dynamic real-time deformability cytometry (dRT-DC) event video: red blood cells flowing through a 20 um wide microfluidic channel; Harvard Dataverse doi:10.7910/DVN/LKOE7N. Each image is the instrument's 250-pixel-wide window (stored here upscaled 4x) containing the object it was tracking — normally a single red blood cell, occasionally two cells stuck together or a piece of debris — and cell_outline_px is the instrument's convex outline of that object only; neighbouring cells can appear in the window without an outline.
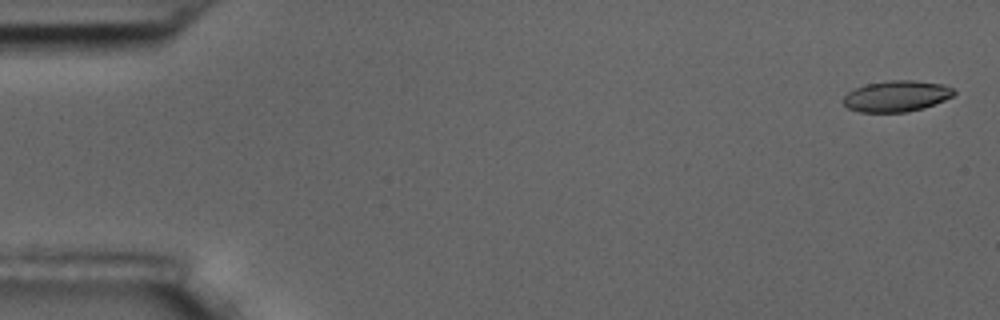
{"species": "common noctule bat (a hibernating species)", "species_latin": "Nyctalus noctula", "temperature_condition": "room temperature", "stored_images_in_passage": 56, "camera_frame_rate_fps": 3000, "um_per_image_px": 0.085, "animal": {"sex": "male", "body_mass_g": 17.5, "forearm_length_mm": 52.3}, "frame": {"image": 1, "passage_image": 2, "time_ms": 0.333, "image_size_px": [1000, 320], "cell_outline_px": [[956, 92], [952, 96], [944, 100], [924, 108], [904, 112], [860, 112], [848, 108], [840, 100], [848, 92], [856, 88], [868, 84], [892, 80], [912, 80], [944, 84], [952, 88]], "centroid_in_image_um": [76.19, 8.17], "position_along_channel_um": 8.8, "area_um2": 19.94}}
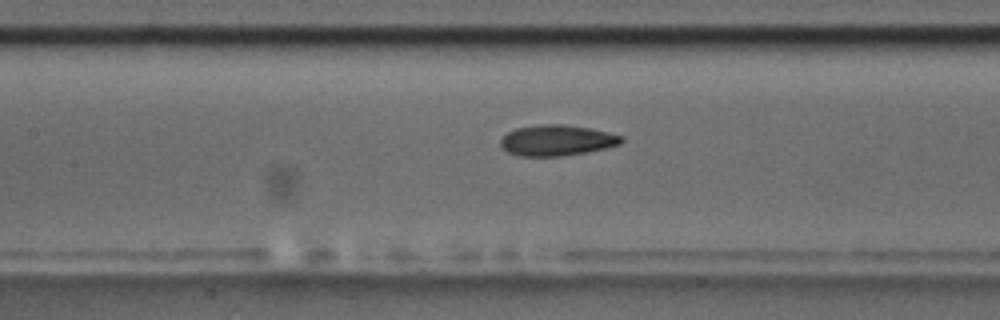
{"frame": {"image": 2, "passage_image": 26, "time_ms": 8.333, "image_size_px": [1000, 320], "cell_outline_px": [[624, 140], [620, 144], [588, 152], [560, 156], [520, 156], [508, 152], [500, 148], [500, 140], [508, 132], [516, 128], [540, 124], [564, 124], [592, 128], [624, 136]], "centroid_in_image_um": [47.33, 11.92], "position_along_channel_um": 160.1, "area_um2": 21.85}}
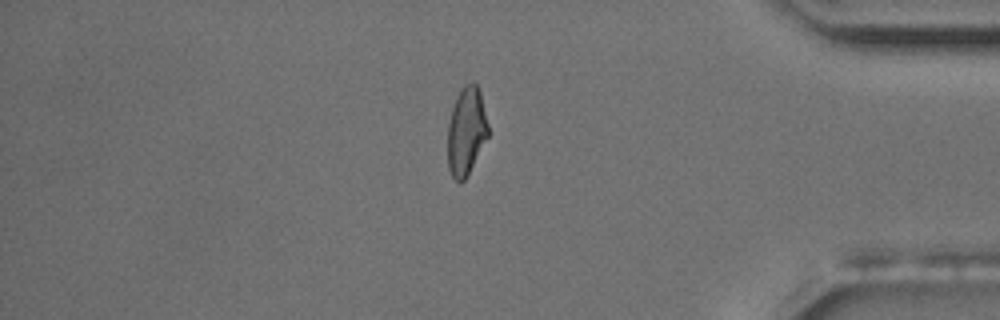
{"frame": {"image": 3, "passage_image": 48, "time_ms": 15.667, "image_size_px": [1000, 320], "cell_outline_px": [[488, 136], [464, 180], [460, 184], [452, 176], [448, 168], [448, 124], [452, 108], [456, 96], [464, 84], [476, 84], [480, 92], [488, 124]], "centroid_in_image_um": [39.62, 11.15], "position_along_channel_um": 395.6, "area_um2": 20.46}, "authors_computed_cell_mechanics": {"area_um2": 21.2704, "velocity_mm_per_s": 3.614, "shape_relaxation_time_tau1_ms": 4.7842, "shape_relaxation_time_tau2_ms": 1.9091, "deformation_change_tau1": 0.1567, "deformation_change_tau2": 0.0847}}